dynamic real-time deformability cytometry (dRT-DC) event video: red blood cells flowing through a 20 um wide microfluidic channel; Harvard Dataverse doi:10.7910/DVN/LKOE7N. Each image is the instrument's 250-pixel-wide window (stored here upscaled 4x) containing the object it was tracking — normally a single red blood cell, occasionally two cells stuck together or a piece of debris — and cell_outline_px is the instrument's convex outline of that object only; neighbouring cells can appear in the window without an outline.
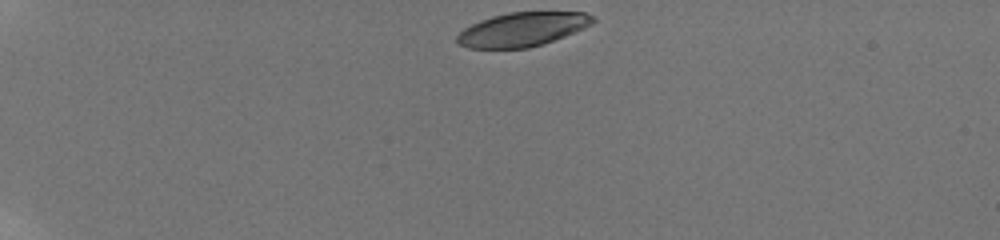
{"species": "human", "species_latin": "Homo sapiens", "temperature_condition": "room temperature", "stored_images_in_passage": 43, "camera_frame_rate_fps": 3000, "um_per_image_px": 0.085, "donor": {"sex": "male"}, "frame": {"image": 1, "passage_image": 1, "time_ms": 0.0, "image_size_px": [1000, 240], "cell_outline_px": [[596, 20], [592, 24], [584, 28], [544, 44], [528, 48], [468, 48], [460, 44], [456, 40], [456, 36], [464, 28], [480, 20], [492, 16], [508, 12], [584, 12], [592, 16]], "centroid_in_image_um": [44.39, 2.49], "position_along_channel_um": 40.6, "area_um2": 26.82}}
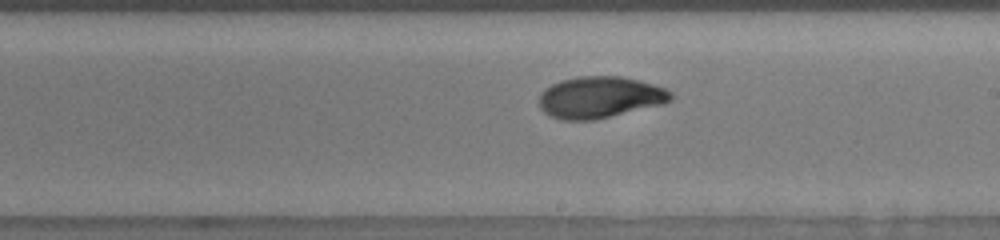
{"frame": {"image": 2, "passage_image": 23, "time_ms": 7.333, "image_size_px": [1000, 240], "cell_outline_px": [[676, 96], [672, 100], [664, 104], [596, 120], [560, 120], [544, 112], [540, 108], [540, 92], [544, 88], [560, 80], [580, 76], [620, 76], [652, 84], [664, 88], [672, 92]], "centroid_in_image_um": [51.0, 8.28], "position_along_channel_um": 238.0, "area_um2": 32.14}}
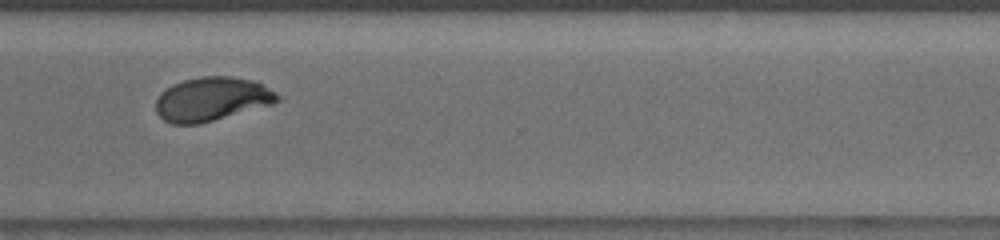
{"frame": {"image": 3, "passage_image": 32, "time_ms": 10.333, "image_size_px": [1000, 240], "cell_outline_px": [[280, 100], [272, 104], [200, 124], [172, 124], [164, 120], [156, 112], [156, 100], [160, 92], [172, 84], [184, 80], [200, 76], [232, 76], [256, 80], [276, 92], [280, 96]], "centroid_in_image_um": [18.0, 8.41], "position_along_channel_um": 352.6, "area_um2": 31.27}, "authors_computed_cell_mechanics": {"area_um2": 31.2698, "velocity_mm_per_s": 3.813, "shape_relaxation_time_tau1_ms": 5.8034, "shape_relaxation_time_tau2_ms": 1.2922, "deformation_change_tau1": 0.1951, "deformation_change_tau2": 0.0542}}